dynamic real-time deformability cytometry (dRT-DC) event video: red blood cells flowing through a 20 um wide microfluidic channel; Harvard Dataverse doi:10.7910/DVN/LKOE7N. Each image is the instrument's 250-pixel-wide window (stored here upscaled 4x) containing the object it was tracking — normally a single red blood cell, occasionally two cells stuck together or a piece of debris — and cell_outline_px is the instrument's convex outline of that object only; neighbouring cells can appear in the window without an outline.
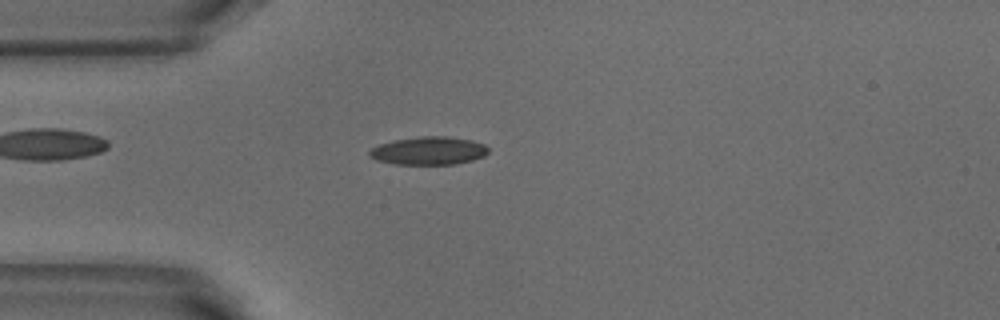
{"species": "common noctule bat (a hibernating species)", "species_latin": "Nyctalus noctula", "temperature_condition": "warm", "stored_images_in_passage": 51, "camera_frame_rate_fps": 3000, "um_per_image_px": 0.085, "animal": {"sex": "male", "body_mass_g": 18.8}, "frame": {"image": 1, "passage_image": 13, "time_ms": 4.0, "image_size_px": [1000, 320], "cell_outline_px": [[488, 152], [484, 156], [472, 160], [456, 164], [392, 164], [376, 160], [368, 156], [368, 152], [372, 148], [380, 144], [396, 140], [420, 136], [448, 136], [472, 140], [484, 144], [488, 148]], "centroid_in_image_um": [36.44, 12.81], "position_along_channel_um": 48.6, "area_um2": 19.48}}
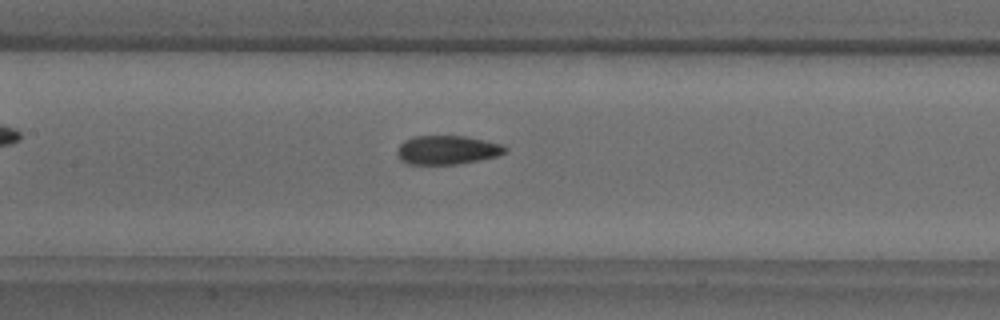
{"frame": {"image": 2, "passage_image": 23, "time_ms": 7.333, "image_size_px": [1000, 320], "cell_outline_px": [[508, 148], [504, 152], [496, 156], [456, 164], [408, 164], [400, 160], [396, 156], [396, 148], [404, 140], [412, 136], [464, 136], [504, 144]], "centroid_in_image_um": [37.95, 12.74], "position_along_channel_um": 169.5, "area_um2": 18.21}}
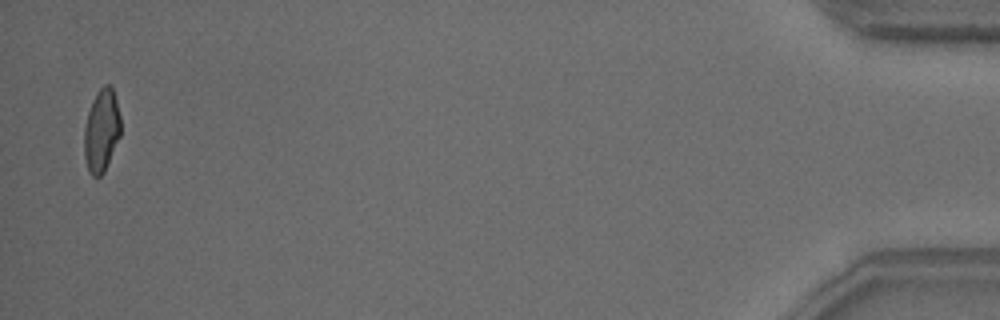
{"frame": {"image": 3, "passage_image": 50, "time_ms": 16.333, "image_size_px": [1000, 320], "cell_outline_px": [[120, 136], [104, 172], [100, 176], [92, 176], [88, 172], [84, 156], [84, 128], [88, 112], [92, 100], [96, 92], [104, 84], [112, 84], [120, 116]], "centroid_in_image_um": [8.62, 11.08], "position_along_channel_um": 426.6, "area_um2": 17.74}, "authors_computed_cell_mechanics": {"area_um2": 18.3804, "velocity_mm_per_s": 3.8839, "shape_relaxation_time_tau1_ms": 9.2868, "shape_relaxation_time_tau2_ms": 1.5984, "deformation_change_tau1": 0.2161, "deformation_change_tau2": 0.0727}}